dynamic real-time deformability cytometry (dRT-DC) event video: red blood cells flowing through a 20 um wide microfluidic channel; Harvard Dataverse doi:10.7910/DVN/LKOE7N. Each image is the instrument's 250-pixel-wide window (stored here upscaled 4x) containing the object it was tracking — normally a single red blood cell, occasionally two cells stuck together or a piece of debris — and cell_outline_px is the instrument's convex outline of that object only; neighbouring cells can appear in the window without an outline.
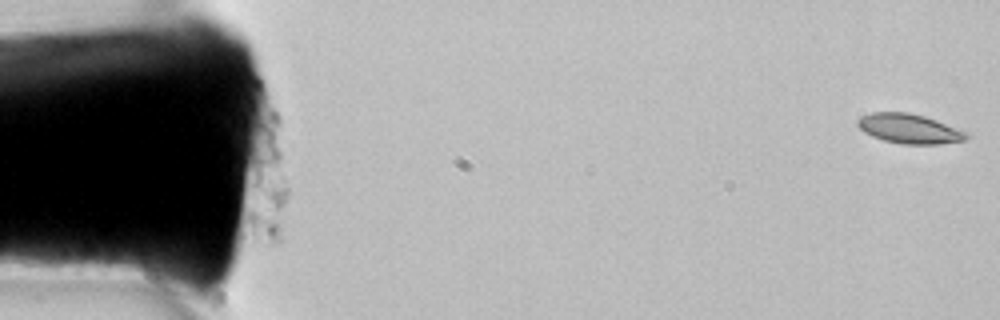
{"species": "common noctule bat (a hibernating species)", "species_latin": "Nyctalus noctula", "temperature_condition": "room temperature", "stored_images_in_passage": 8, "camera_frame_rate_fps": 3000, "um_per_image_px": 0.085, "animal": {"sex": "female", "body_mass_g": 22.7, "forearm_length_mm": 54.2}, "frame": {"image": 1, "passage_image": 1, "time_ms": 0.0, "image_size_px": [1000, 320], "cell_outline_px": [[972, 132], [964, 140], [940, 144], [900, 144], [884, 140], [872, 136], [864, 132], [856, 124], [856, 120], [860, 116], [872, 112], [908, 112], [924, 116]], "centroid_in_image_um": [77.31, 10.93], "position_along_channel_um": 7.7, "area_um2": 19.02}}
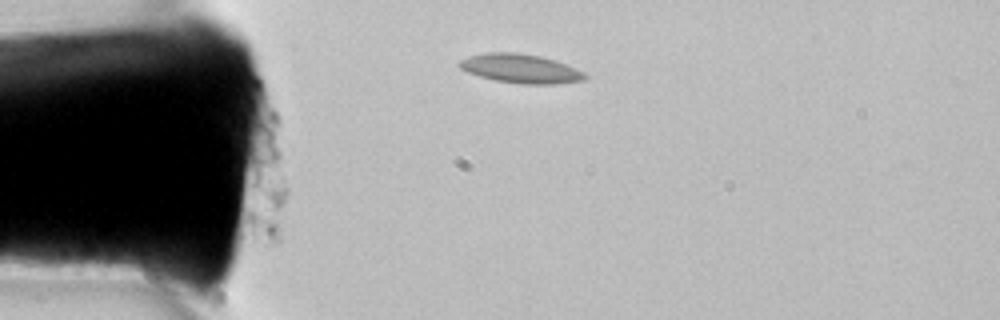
{"frame": {"image": 2, "passage_image": 7, "time_ms": 2.0, "image_size_px": [1000, 320], "cell_outline_px": [[588, 76], [584, 80], [552, 84], [524, 84], [496, 80], [480, 76], [468, 72], [460, 68], [456, 64], [460, 60], [468, 56], [488, 52], [516, 52], [540, 56], [576, 68], [584, 72]], "centroid_in_image_um": [44.22, 5.82], "position_along_channel_um": 40.8, "area_um2": 21.04}}